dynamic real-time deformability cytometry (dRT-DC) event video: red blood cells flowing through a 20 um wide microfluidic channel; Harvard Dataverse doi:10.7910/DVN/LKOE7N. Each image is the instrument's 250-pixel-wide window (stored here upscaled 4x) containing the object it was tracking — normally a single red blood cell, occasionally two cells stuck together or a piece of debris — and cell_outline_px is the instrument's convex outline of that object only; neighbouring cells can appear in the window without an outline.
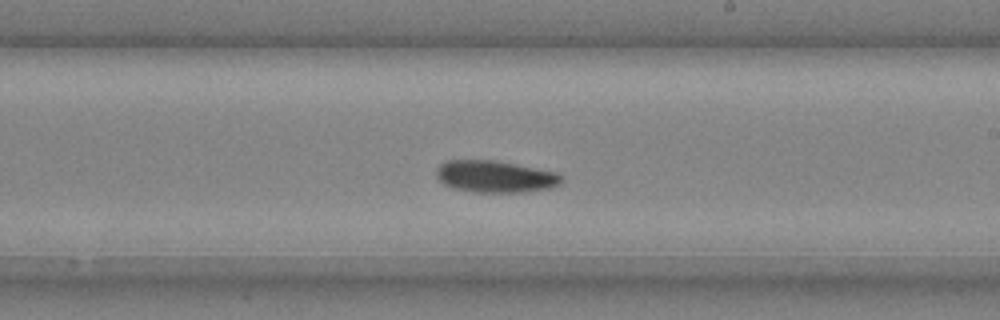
{"species": "common noctule bat (a hibernating species)", "species_latin": "Nyctalus noctula", "temperature_condition": "cold", "stored_images_in_passage": 38, "camera_frame_rate_fps": 3000, "um_per_image_px": 0.085, "animal": {"sex": "male", "body_mass_g": 20.4}, "frame": {"image": 1, "passage_image": 22, "time_ms": 7.0, "image_size_px": [1000, 320], "cell_outline_px": [[564, 180], [560, 184], [552, 188], [524, 192], [476, 192], [452, 188], [444, 184], [436, 176], [436, 168], [440, 164], [448, 160], [492, 160], [556, 172], [564, 176]], "centroid_in_image_um": [42.1, 15.01], "position_along_channel_um": 246.9, "area_um2": 23.29}}